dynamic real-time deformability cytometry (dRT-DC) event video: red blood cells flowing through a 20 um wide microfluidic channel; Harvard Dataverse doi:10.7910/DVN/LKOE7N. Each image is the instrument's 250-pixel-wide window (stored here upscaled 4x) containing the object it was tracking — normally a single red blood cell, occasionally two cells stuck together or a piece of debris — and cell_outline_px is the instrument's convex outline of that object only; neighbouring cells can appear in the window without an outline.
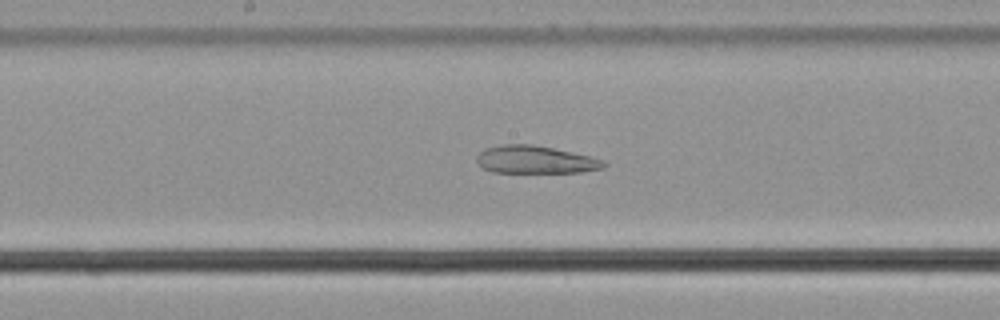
{"species": "common noctule bat (a hibernating species)", "species_latin": "Nyctalus noctula", "temperature_condition": "cold", "stored_images_in_passage": 58, "camera_frame_rate_fps": 3000, "um_per_image_px": 0.085, "animal": {"sex": "male", "body_mass_g": 21.5, "forearm_length_mm": 52.0}, "frame": {"image": 1, "passage_image": 31, "time_ms": 10.0, "image_size_px": [1000, 320], "cell_outline_px": [[608, 164], [604, 168], [580, 172], [492, 172], [484, 168], [476, 160], [476, 156], [484, 148], [500, 144], [532, 144], [552, 148], [588, 156], [604, 160]], "centroid_in_image_um": [45.49, 13.57], "position_along_channel_um": 202.7, "area_um2": 20.4}}
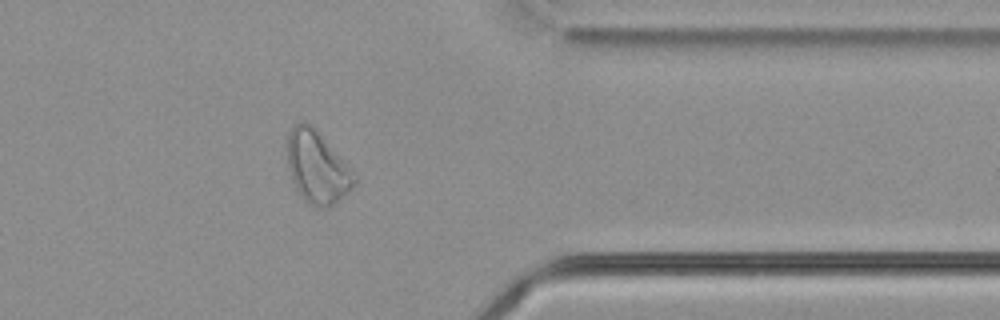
{"frame": {"image": 2, "passage_image": 47, "time_ms": 15.333, "image_size_px": [1000, 320], "cell_outline_px": [[356, 184], [348, 192], [328, 208], [320, 208], [308, 204], [304, 200], [296, 188], [292, 180], [288, 164], [288, 132], [300, 120], [312, 124], [316, 128], [352, 168], [356, 176]], "centroid_in_image_um": [26.98, 14.2], "position_along_channel_um": 384.4, "area_um2": 28.38}}
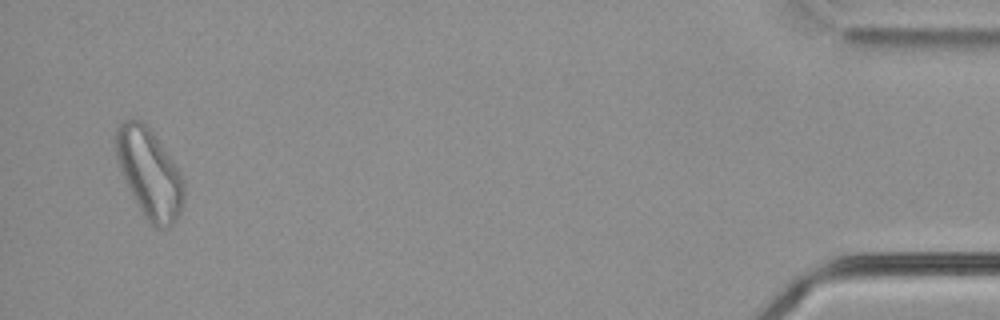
{"frame": {"image": 3, "passage_image": 56, "time_ms": 18.333, "image_size_px": [1000, 320], "cell_outline_px": [[184, 200], [180, 212], [176, 220], [168, 228], [156, 228], [144, 216], [128, 188], [120, 168], [116, 156], [116, 128], [124, 120], [140, 120], [152, 132], [176, 168], [184, 184]], "centroid_in_image_um": [12.69, 14.77], "position_along_channel_um": 422.5, "area_um2": 34.33}}